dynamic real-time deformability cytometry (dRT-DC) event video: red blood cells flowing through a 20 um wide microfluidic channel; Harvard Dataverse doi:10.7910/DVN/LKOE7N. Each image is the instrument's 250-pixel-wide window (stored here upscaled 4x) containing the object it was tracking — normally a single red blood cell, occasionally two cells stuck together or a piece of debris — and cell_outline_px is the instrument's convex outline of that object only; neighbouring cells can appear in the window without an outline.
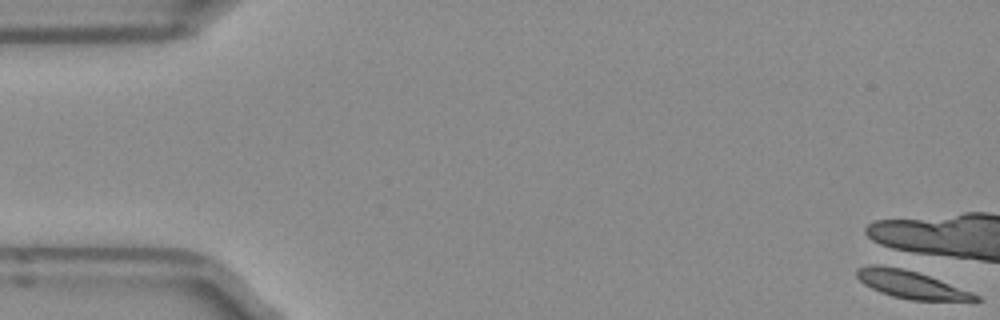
{"species": "Egyptian fruit bat (a non-hibernating species)", "species_latin": "Rousettus aegyptiacus", "temperature_condition": "room temperature", "stored_images_in_passage": 2, "camera_frame_rate_fps": 3000, "um_per_image_px": 0.085, "frame": {"image": 1, "passage_image": 1, "time_ms": 0.0, "image_size_px": [1000, 320], "cell_outline_px": [[980, 300], [912, 300], [892, 296], [880, 292], [864, 284], [856, 276], [856, 268], [872, 264], [892, 264], [940, 280], [980, 296]], "centroid_in_image_um": [77.33, 24.15], "position_along_channel_um": 7.7, "area_um2": 18.96}}